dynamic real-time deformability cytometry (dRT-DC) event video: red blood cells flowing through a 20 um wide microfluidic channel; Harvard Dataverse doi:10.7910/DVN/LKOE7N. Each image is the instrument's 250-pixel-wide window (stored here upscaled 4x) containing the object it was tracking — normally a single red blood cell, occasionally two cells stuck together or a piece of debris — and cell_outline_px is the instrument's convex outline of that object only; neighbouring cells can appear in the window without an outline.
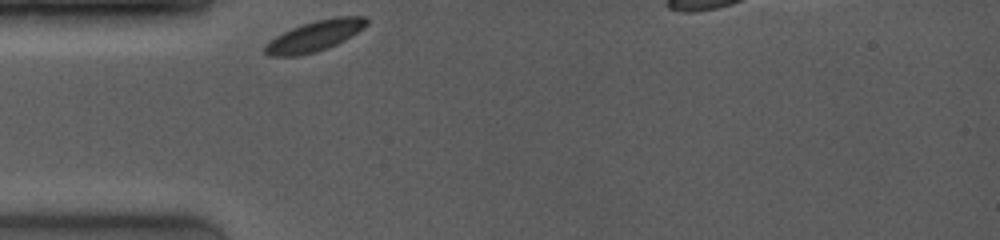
{"species": "common noctule bat (a hibernating species)", "species_latin": "Nyctalus noctula", "temperature_condition": "room temperature", "stored_images_in_passage": 7, "camera_frame_rate_fps": 4000, "um_per_image_px": 0.085, "animal": {"sex": "female", "body_mass_g": 19.0, "forearm_length_mm": 53.3}, "frame": {"image": 1, "passage_image": 1, "time_ms": 0.0, "image_size_px": [1000, 240], "cell_outline_px": [[368, 24], [364, 28], [344, 40], [328, 48], [316, 52], [296, 56], [268, 56], [264, 52], [264, 44], [276, 36], [292, 28], [316, 20], [336, 16], [364, 16], [368, 20]], "centroid_in_image_um": [26.75, 3.06], "position_along_channel_um": 58.2, "area_um2": 18.09}}